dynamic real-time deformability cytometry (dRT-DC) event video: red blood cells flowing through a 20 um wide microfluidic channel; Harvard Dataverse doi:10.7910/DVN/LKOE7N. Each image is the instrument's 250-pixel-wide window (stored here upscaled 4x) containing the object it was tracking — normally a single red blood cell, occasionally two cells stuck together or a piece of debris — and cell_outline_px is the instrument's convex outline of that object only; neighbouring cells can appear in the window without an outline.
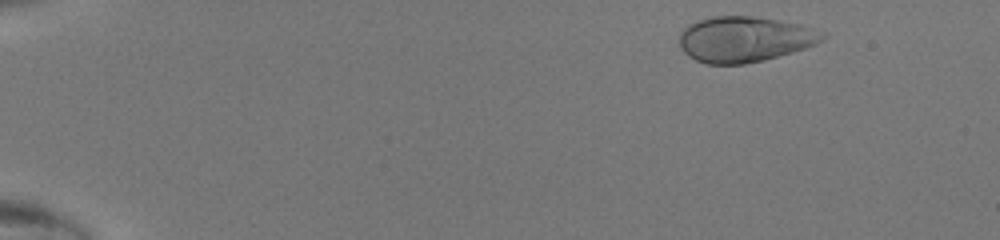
{"species": "human", "species_latin": "Homo sapiens", "temperature_condition": "room temperature", "stored_images_in_passage": 45, "camera_frame_rate_fps": 3000, "um_per_image_px": 0.085, "donor": {"sex": "male"}, "frame": {"image": 1, "passage_image": 3, "time_ms": 0.667, "image_size_px": [1000, 240], "cell_outline_px": [[828, 36], [824, 40], [816, 44], [804, 48], [764, 60], [744, 64], [704, 64], [688, 56], [684, 52], [680, 44], [680, 32], [688, 24], [712, 16], [752, 16], [800, 24], [828, 32]], "centroid_in_image_um": [63.32, 3.33], "position_along_channel_um": 21.7, "area_um2": 38.15}}
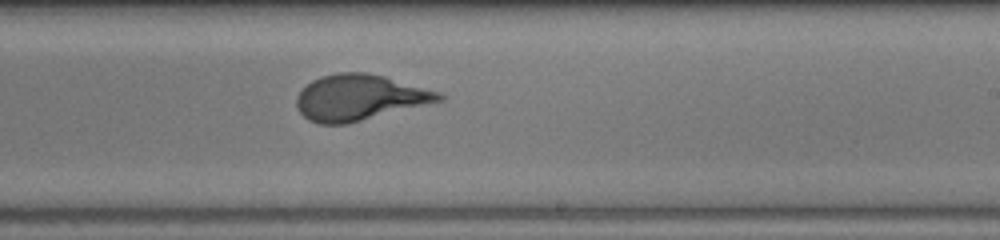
{"frame": {"image": 2, "passage_image": 28, "time_ms": 9.0, "image_size_px": [1000, 240], "cell_outline_px": [[444, 100], [348, 124], [320, 124], [308, 120], [300, 112], [296, 104], [296, 96], [312, 80], [320, 76], [340, 72], [368, 72], [384, 76], [440, 92], [444, 96]], "centroid_in_image_um": [30.55, 8.29], "position_along_channel_um": 258.4, "area_um2": 37.97}}
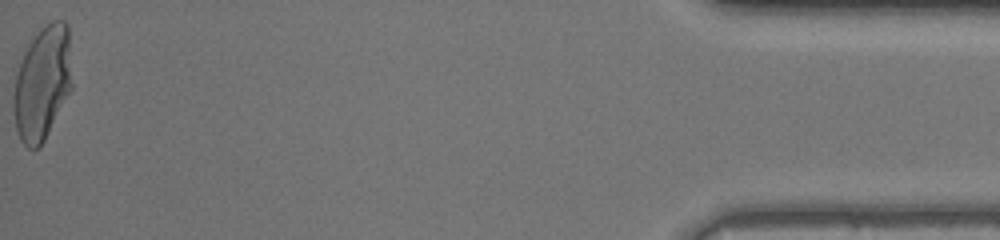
{"frame": {"image": 3, "passage_image": 45, "time_ms": 14.667, "image_size_px": [1000, 240], "cell_outline_px": [[72, 88], [40, 148], [28, 148], [20, 140], [16, 128], [12, 104], [12, 96], [16, 72], [20, 60], [24, 52], [40, 28], [52, 20], [64, 20], [68, 24], [72, 84]], "centroid_in_image_um": [3.59, 7.06], "position_along_channel_um": 431.6, "area_um2": 39.07}}